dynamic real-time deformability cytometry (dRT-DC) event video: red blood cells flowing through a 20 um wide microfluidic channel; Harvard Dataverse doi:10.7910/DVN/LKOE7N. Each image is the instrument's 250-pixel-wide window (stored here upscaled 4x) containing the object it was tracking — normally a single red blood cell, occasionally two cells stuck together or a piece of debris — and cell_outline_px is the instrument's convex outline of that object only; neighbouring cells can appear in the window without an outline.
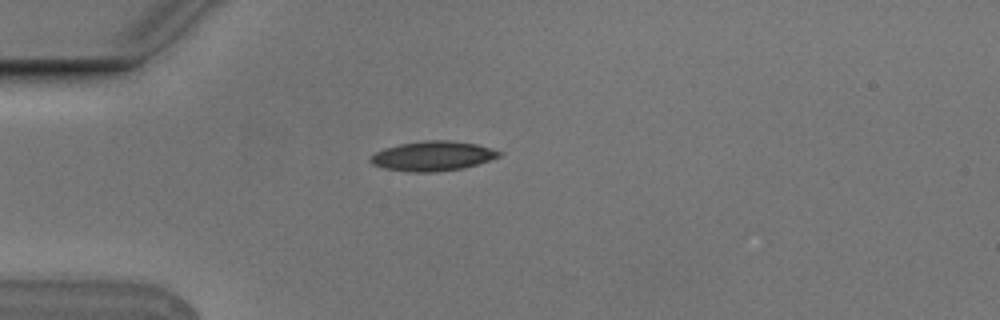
{"species": "Egyptian fruit bat (a non-hibernating species)", "species_latin": "Rousettus aegyptiacus", "temperature_condition": "cold", "stored_images_in_passage": 1, "camera_frame_rate_fps": 3000, "um_per_image_px": 0.085, "animal": {"sex": "male"}, "frame": {"image": 1, "passage_image": 1, "time_ms": 0.0, "image_size_px": [1000, 320], "cell_outline_px": [[504, 152], [500, 156], [464, 168], [436, 172], [408, 172], [384, 168], [372, 164], [368, 160], [376, 152], [384, 148], [400, 144], [424, 140], [448, 140], [476, 144], [492, 148]], "centroid_in_image_um": [36.78, 13.26], "position_along_channel_um": 48.2, "area_um2": 22.25}}